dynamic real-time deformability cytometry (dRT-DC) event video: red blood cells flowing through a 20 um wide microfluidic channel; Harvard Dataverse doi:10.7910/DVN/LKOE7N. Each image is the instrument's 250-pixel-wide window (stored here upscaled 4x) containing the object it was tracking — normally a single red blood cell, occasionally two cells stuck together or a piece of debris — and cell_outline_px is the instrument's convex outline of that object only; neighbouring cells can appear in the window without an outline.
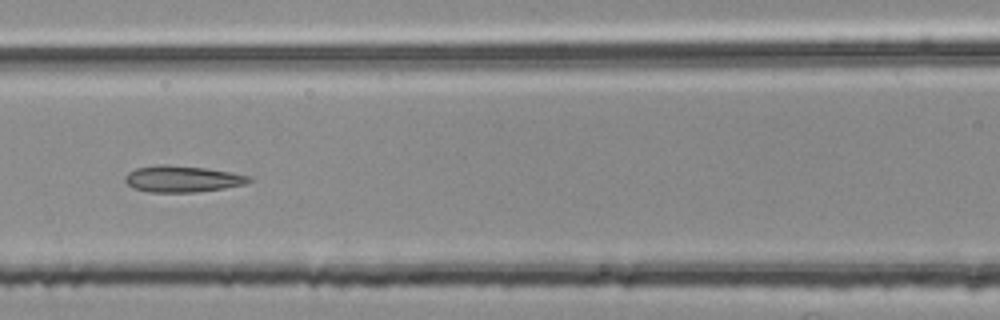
{"species": "common noctule bat (a hibernating species)", "species_latin": "Nyctalus noctula", "temperature_condition": "room temperature", "stored_images_in_passage": 43, "segment_of_instrument_passage": [2, 2], "camera_frame_rate_fps": 3000, "um_per_image_px": 0.085, "animal": {"sex": "female", "body_mass_g": 25.1}, "frame": {"image": 1, "passage_image": 14, "time_ms": 4.333, "image_size_px": [1000, 320], "cell_outline_px": [[252, 180], [248, 184], [224, 188], [196, 192], [148, 192], [132, 188], [124, 180], [124, 176], [128, 172], [136, 168], [160, 164], [168, 164], [204, 168], [232, 172], [248, 176]], "centroid_in_image_um": [15.48, 15.21], "position_along_channel_um": 151.1, "area_um2": 19.19}}
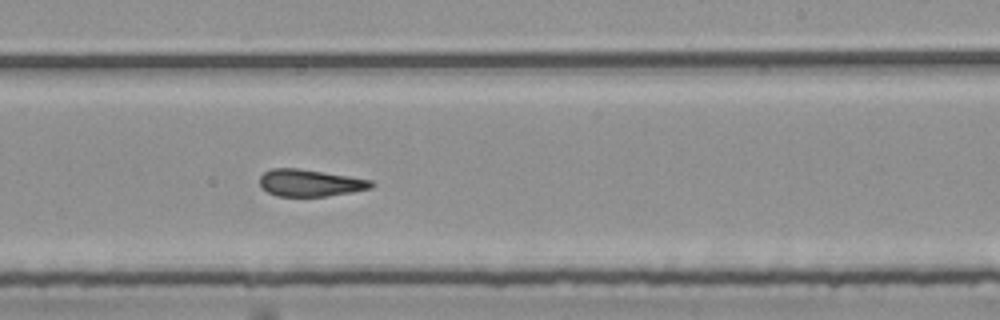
{"frame": {"image": 2, "passage_image": 23, "time_ms": 7.333, "image_size_px": [1000, 320], "cell_outline_px": [[376, 184], [372, 188], [352, 192], [328, 196], [276, 196], [260, 188], [260, 176], [264, 172], [272, 168], [296, 168], [324, 172], [372, 180]], "centroid_in_image_um": [26.36, 15.55], "position_along_channel_um": 262.6, "area_um2": 17.63}}
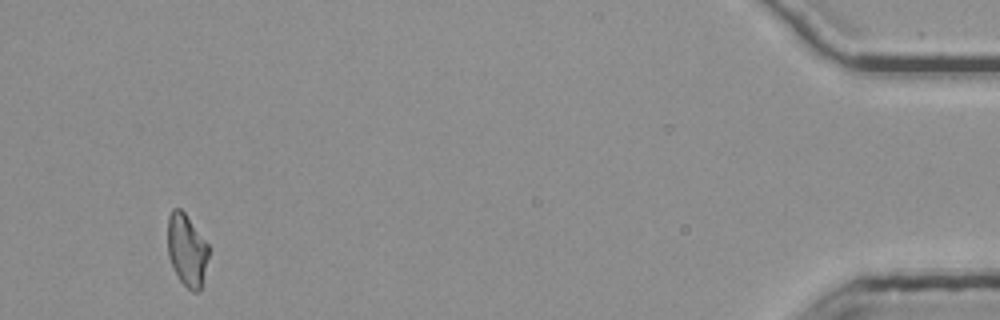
{"frame": {"image": 3, "passage_image": 42, "time_ms": 13.667, "image_size_px": [1000, 320], "cell_outline_px": [[208, 256], [200, 292], [192, 292], [180, 280], [168, 256], [168, 216], [172, 208], [180, 208], [184, 212], [208, 244]], "centroid_in_image_um": [15.87, 21.25], "position_along_channel_um": 419.3, "area_um2": 16.99}}